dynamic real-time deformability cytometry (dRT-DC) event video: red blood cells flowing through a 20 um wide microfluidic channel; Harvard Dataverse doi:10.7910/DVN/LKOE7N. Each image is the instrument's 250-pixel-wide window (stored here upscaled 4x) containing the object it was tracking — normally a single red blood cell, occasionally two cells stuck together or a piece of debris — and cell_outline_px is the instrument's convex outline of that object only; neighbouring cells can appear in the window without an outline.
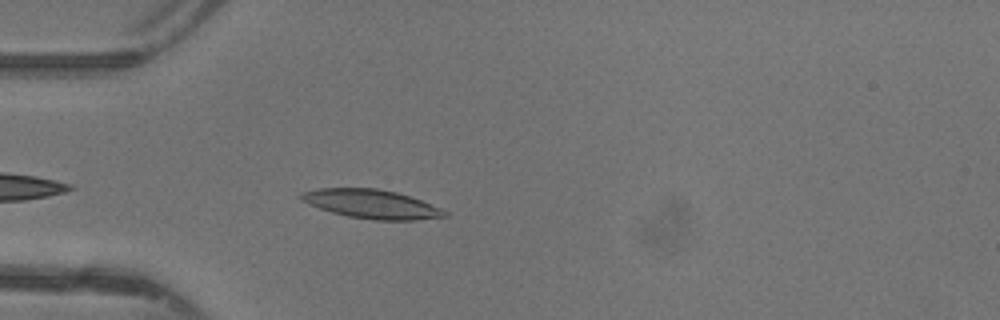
{"species": "common noctule bat (a hibernating species)", "species_latin": "Nyctalus noctula", "temperature_condition": "warm", "stored_images_in_passage": 32, "camera_frame_rate_fps": 3000, "um_per_image_px": 0.085, "animal": {"sex": "female"}, "frame": {"image": 1, "passage_image": 3, "time_ms": 0.667, "image_size_px": [1000, 320], "cell_outline_px": [[448, 216], [412, 220], [372, 220], [348, 216], [332, 212], [308, 204], [300, 200], [300, 192], [320, 188], [376, 188], [396, 192], [420, 200], [440, 208], [448, 212]], "centroid_in_image_um": [31.54, 17.34], "position_along_channel_um": 53.5, "area_um2": 23.99}}
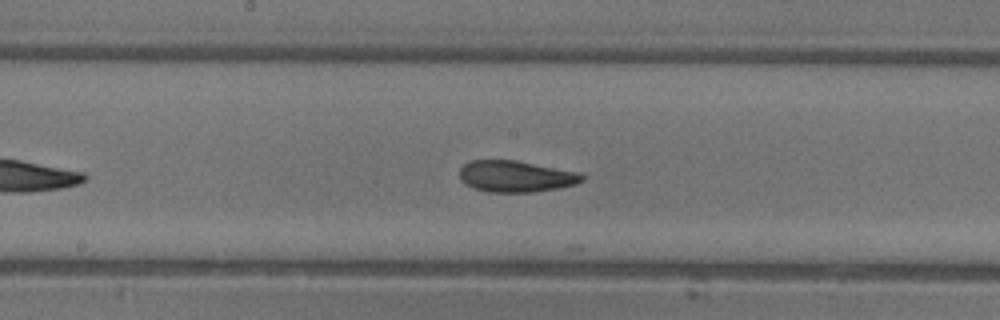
{"frame": {"image": 2, "passage_image": 14, "time_ms": 4.333, "image_size_px": [1000, 320], "cell_outline_px": [[584, 180], [576, 184], [556, 188], [532, 192], [488, 192], [472, 188], [460, 180], [460, 168], [468, 160], [516, 160], [580, 172], [584, 176]], "centroid_in_image_um": [43.83, 14.98], "position_along_channel_um": 204.4, "area_um2": 22.54}}
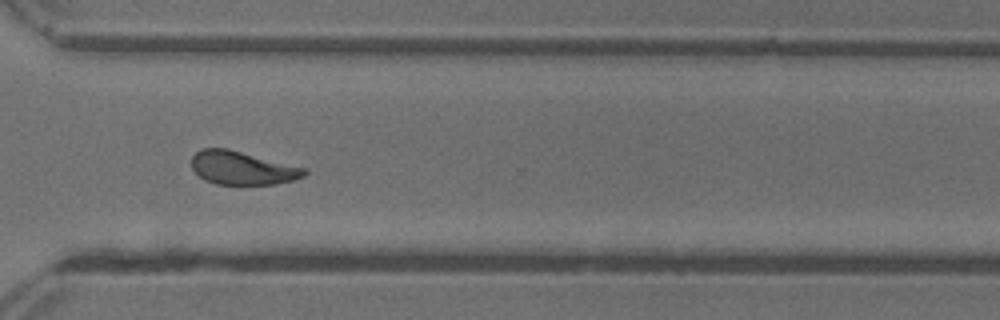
{"frame": {"image": 3, "passage_image": 24, "time_ms": 7.667, "image_size_px": [1000, 320], "cell_outline_px": [[308, 172], [304, 176], [292, 180], [276, 184], [216, 184], [204, 180], [192, 168], [192, 156], [200, 148], [228, 148], [304, 168]], "centroid_in_image_um": [20.56, 14.27], "position_along_channel_um": 350.0, "area_um2": 21.73}, "authors_computed_cell_mechanics": {"area_um2": 22.0218, "velocity_mm_per_s": 4.3677, "shape_relaxation_time_tau1_ms": 0.6847, "shape_relaxation_time_tau2_ms": 2.074, "deformation_change_tau1": 0.3382, "deformation_change_tau2": 0.0814}}